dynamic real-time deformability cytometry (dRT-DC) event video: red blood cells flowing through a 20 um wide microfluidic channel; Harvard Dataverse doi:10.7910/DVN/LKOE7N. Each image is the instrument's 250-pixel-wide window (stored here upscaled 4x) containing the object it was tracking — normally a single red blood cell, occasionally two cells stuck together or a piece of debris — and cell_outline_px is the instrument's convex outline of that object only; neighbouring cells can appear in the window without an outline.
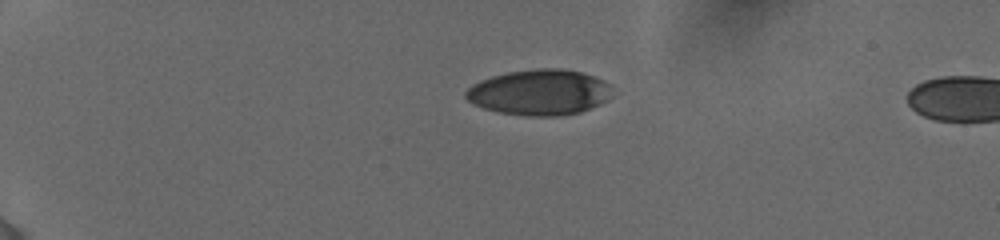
{"species": "human", "species_latin": "Homo sapiens", "temperature_condition": "cold", "stored_images_in_passage": 9, "camera_frame_rate_fps": 3000, "um_per_image_px": 0.085, "donor": {"sex": "female"}, "frame": {"image": 1, "passage_image": 1, "time_ms": 0.0, "image_size_px": [1000, 240], "cell_outline_px": [[612, 96], [608, 100], [600, 104], [580, 112], [560, 116], [524, 116], [500, 112], [484, 108], [472, 104], [464, 96], [464, 92], [472, 84], [480, 80], [492, 76], [508, 72], [540, 68], [560, 68], [580, 72], [604, 80], [608, 84]], "centroid_in_image_um": [45.84, 7.85], "position_along_channel_um": 39.2, "area_um2": 39.02}}
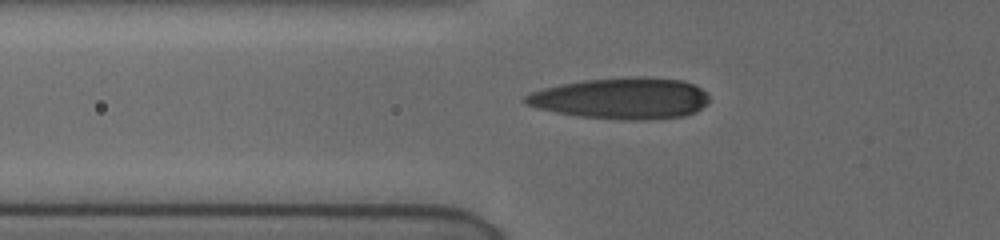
{"frame": {"image": 2, "passage_image": 7, "time_ms": 2.667, "image_size_px": [1000, 240], "cell_outline_px": [[708, 100], [696, 112], [684, 116], [580, 116], [556, 112], [536, 108], [524, 104], [520, 100], [524, 96], [532, 92], [544, 88], [560, 84], [584, 80], [636, 76], [648, 76], [684, 80], [700, 88], [708, 96]], "centroid_in_image_um": [52.74, 8.28], "position_along_channel_um": 73.1, "area_um2": 42.6}}